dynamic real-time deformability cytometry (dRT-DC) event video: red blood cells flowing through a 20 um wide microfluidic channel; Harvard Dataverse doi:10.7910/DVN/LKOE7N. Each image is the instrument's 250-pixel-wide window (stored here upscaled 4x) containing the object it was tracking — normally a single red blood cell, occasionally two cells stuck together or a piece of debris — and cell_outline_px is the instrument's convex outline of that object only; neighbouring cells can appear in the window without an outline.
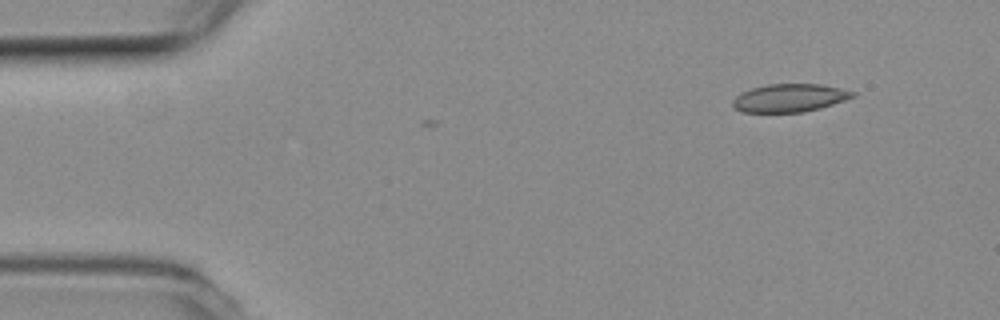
{"species": "common noctule bat (a hibernating species)", "species_latin": "Nyctalus noctula", "temperature_condition": "room temperature", "stored_images_in_passage": 3, "camera_frame_rate_fps": 3000, "um_per_image_px": 0.085, "animal": {"sex": "female", "body_mass_g": 19.3, "forearm_length_mm": 54.1}, "frame": {"image": 1, "passage_image": 1, "time_ms": 0.0, "image_size_px": [1000, 320], "cell_outline_px": [[856, 96], [820, 108], [804, 112], [740, 112], [732, 104], [732, 100], [736, 96], [752, 88], [768, 84], [820, 84], [840, 88], [856, 92]], "centroid_in_image_um": [67.12, 8.32], "position_along_channel_um": 17.9, "area_um2": 19.48}}